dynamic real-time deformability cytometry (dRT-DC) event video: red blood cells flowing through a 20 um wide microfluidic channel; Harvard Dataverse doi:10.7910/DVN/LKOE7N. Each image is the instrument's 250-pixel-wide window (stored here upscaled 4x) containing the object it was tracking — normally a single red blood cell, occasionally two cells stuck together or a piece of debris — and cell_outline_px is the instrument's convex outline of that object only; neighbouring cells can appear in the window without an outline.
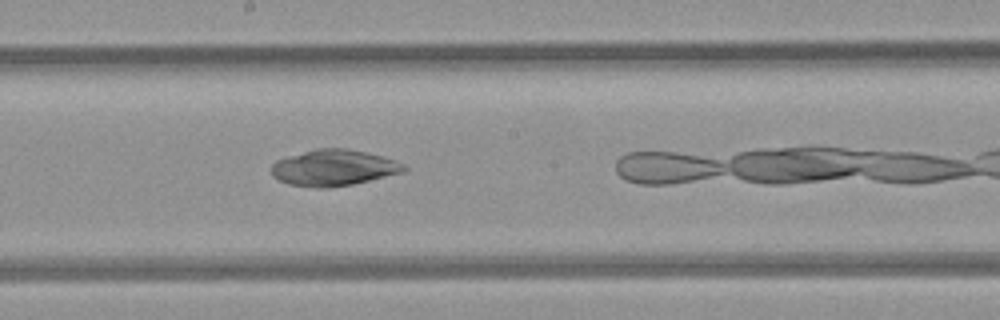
{"species": "common noctule bat (a hibernating species)", "species_latin": "Nyctalus noctula", "temperature_condition": "room temperature", "stored_images_in_passage": 27, "camera_frame_rate_fps": 3000, "um_per_image_px": 0.085, "animal": {"sex": "female", "body_mass_g": 21.9}, "frame": {"image": 1, "passage_image": 12, "time_ms": 3.667, "image_size_px": [1000, 320], "cell_outline_px": [[408, 168], [404, 172], [352, 184], [328, 188], [316, 188], [288, 184], [272, 176], [272, 164], [276, 160], [288, 156], [316, 148], [348, 148], [380, 156], [404, 164]], "centroid_in_image_um": [28.33, 14.26], "position_along_channel_um": 219.9, "area_um2": 27.74}}